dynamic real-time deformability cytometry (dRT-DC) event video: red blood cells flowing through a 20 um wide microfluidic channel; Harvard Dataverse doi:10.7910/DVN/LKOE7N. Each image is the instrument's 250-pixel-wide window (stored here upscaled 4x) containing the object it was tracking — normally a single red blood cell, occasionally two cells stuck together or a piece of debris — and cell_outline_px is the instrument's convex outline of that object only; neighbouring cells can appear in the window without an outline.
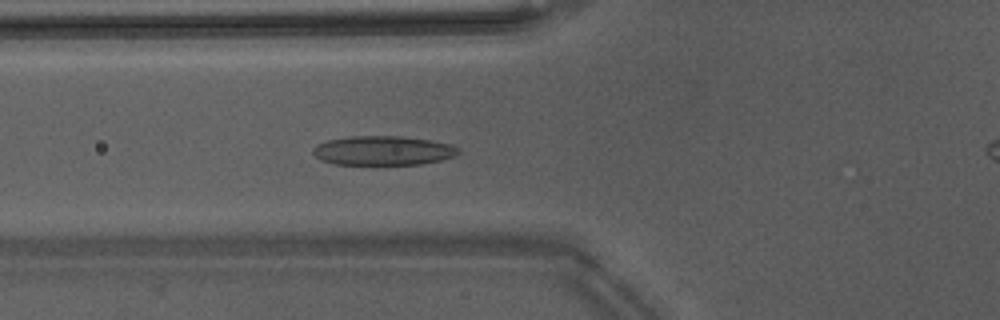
{"species": "Egyptian fruit bat (a non-hibernating species)", "species_latin": "Rousettus aegyptiacus", "temperature_condition": "warm", "stored_images_in_passage": 52, "camera_frame_rate_fps": 3000, "um_per_image_px": 0.085, "animal": {"sex": "male"}, "frame": {"image": 1, "passage_image": 21, "time_ms": 6.667, "image_size_px": [1000, 320], "cell_outline_px": [[460, 152], [456, 156], [440, 160], [420, 164], [332, 164], [320, 160], [312, 152], [312, 148], [316, 144], [328, 140], [348, 136], [400, 136], [432, 140], [452, 144], [460, 148]], "centroid_in_image_um": [32.57, 12.79], "position_along_channel_um": 93.2, "area_um2": 25.03}}
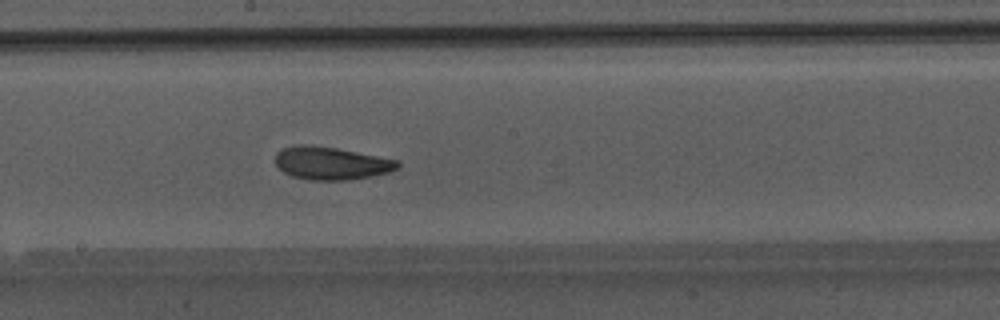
{"frame": {"image": 2, "passage_image": 30, "time_ms": 9.667, "image_size_px": [1000, 320], "cell_outline_px": [[400, 164], [396, 168], [388, 172], [348, 180], [312, 180], [292, 176], [284, 172], [276, 164], [276, 152], [280, 148], [296, 144], [304, 144], [336, 148], [400, 160]], "centroid_in_image_um": [28.12, 13.86], "position_along_channel_um": 220.1, "area_um2": 23.29}}
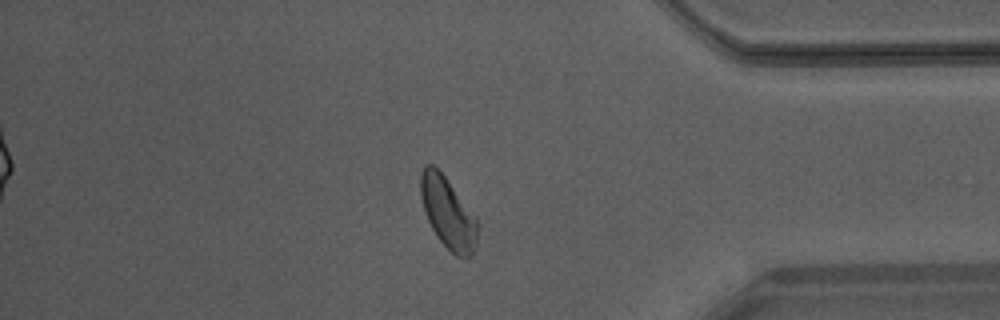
{"frame": {"image": 3, "passage_image": 44, "time_ms": 14.333, "image_size_px": [1000, 320], "cell_outline_px": [[476, 244], [472, 256], [456, 256], [436, 236], [424, 212], [420, 196], [420, 172], [424, 164], [432, 164], [444, 176], [476, 216]], "centroid_in_image_um": [38.04, 18.06], "position_along_channel_um": 397.2, "area_um2": 23.29}, "authors_computed_cell_mechanics": {"area_um2": 23.8425, "velocity_mm_per_s": 4.2239, "shape_relaxation_time_tau1_ms": 2.9801, "shape_relaxation_time_tau2_ms": 1.9215, "deformation_change_tau1": 0.1168, "deformation_change_tau2": 0.0749}}